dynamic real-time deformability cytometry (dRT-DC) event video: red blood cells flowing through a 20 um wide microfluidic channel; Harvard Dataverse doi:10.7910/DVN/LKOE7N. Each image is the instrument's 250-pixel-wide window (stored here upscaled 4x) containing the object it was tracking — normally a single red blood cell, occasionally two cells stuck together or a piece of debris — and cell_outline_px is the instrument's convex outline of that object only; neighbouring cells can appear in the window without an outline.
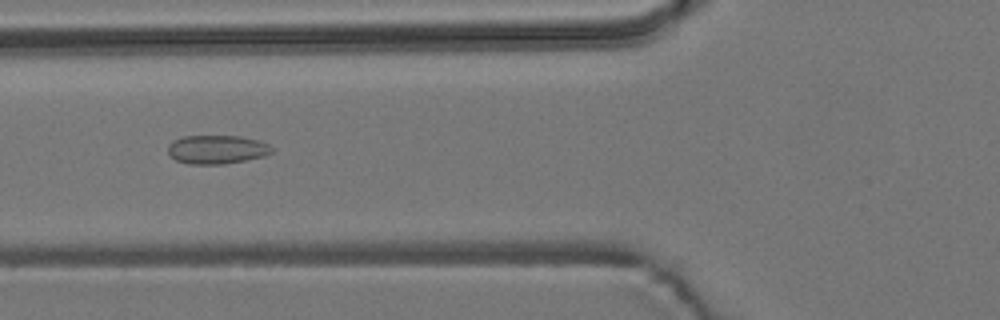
{"species": "common noctule bat (a hibernating species)", "species_latin": "Nyctalus noctula", "temperature_condition": "room temperature", "stored_images_in_passage": 8, "camera_frame_rate_fps": 3000, "um_per_image_px": 0.085, "animal": {"sex": "male", "body_mass_g": 19.2, "forearm_length_mm": 51.8}, "frame": {"image": 1, "passage_image": 4, "time_ms": 3.333, "image_size_px": [1000, 320], "cell_outline_px": [[272, 152], [264, 156], [224, 164], [188, 164], [176, 160], [168, 156], [168, 144], [172, 140], [184, 136], [240, 136], [260, 140], [268, 144], [272, 148]], "centroid_in_image_um": [18.4, 12.7], "position_along_channel_um": 107.4, "area_um2": 17.51}}
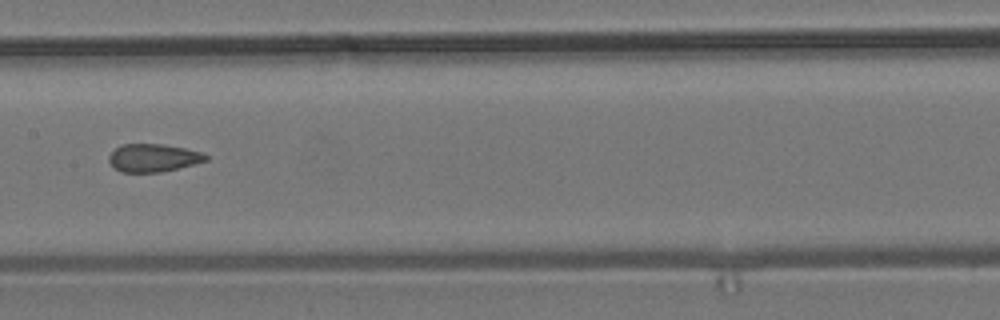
{"frame": {"image": 2, "passage_image": 6, "time_ms": 5.667, "image_size_px": [1000, 320], "cell_outline_px": [[208, 160], [160, 172], [120, 172], [112, 168], [108, 160], [108, 156], [120, 144], [164, 144], [184, 148], [200, 152], [208, 156]], "centroid_in_image_um": [12.96, 13.41], "position_along_channel_um": 194.4, "area_um2": 15.72}}
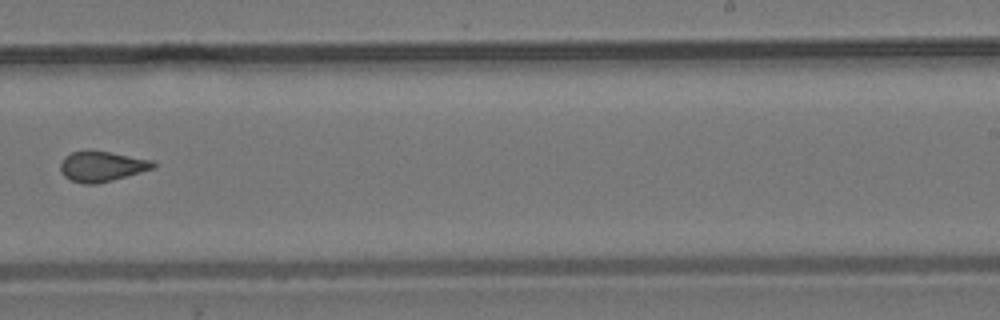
{"frame": {"image": 3, "passage_image": 8, "time_ms": 8.0, "image_size_px": [1000, 320], "cell_outline_px": [[156, 168], [112, 180], [96, 184], [84, 184], [72, 180], [64, 176], [60, 172], [60, 164], [64, 156], [72, 152], [88, 148], [152, 160], [156, 164]], "centroid_in_image_um": [8.63, 14.12], "position_along_channel_um": 280.4, "area_um2": 16.65}}